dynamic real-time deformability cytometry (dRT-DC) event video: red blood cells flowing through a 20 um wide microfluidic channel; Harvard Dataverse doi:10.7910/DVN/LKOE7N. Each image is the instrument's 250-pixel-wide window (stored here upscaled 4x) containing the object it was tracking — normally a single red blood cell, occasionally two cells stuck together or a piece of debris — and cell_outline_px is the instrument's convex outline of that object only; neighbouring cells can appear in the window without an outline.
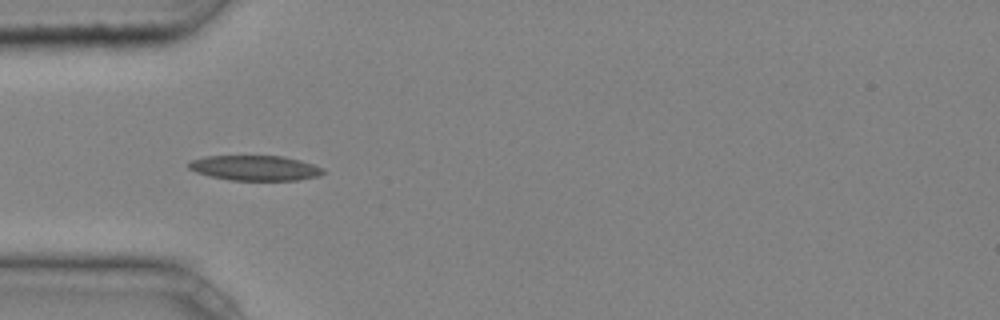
{"species": "common noctule bat (a hibernating species)", "species_latin": "Nyctalus noctula", "temperature_condition": "cold", "stored_images_in_passage": 44, "camera_frame_rate_fps": 3000, "um_per_image_px": 0.085, "animal": {"sex": "male", "body_mass_g": 20.4}, "frame": {"image": 1, "passage_image": 13, "time_ms": 4.0, "image_size_px": [1000, 320], "cell_outline_px": [[324, 172], [320, 176], [296, 180], [228, 180], [208, 176], [196, 172], [188, 168], [188, 164], [192, 160], [204, 156], [284, 156], [300, 160], [324, 168]], "centroid_in_image_um": [21.67, 14.28], "position_along_channel_um": 63.3, "area_um2": 19.71}, "authors_computed_cell_mechanics": {"area_um2": 18.7272, "velocity_mm_per_s": 4.2402, "shape_relaxation_time_tau1_ms": 4.4989, "shape_relaxation_time_tau2_ms": 7.6271, "deformation_change_tau1": 0.1309, "deformation_change_tau2": 0.1781}}